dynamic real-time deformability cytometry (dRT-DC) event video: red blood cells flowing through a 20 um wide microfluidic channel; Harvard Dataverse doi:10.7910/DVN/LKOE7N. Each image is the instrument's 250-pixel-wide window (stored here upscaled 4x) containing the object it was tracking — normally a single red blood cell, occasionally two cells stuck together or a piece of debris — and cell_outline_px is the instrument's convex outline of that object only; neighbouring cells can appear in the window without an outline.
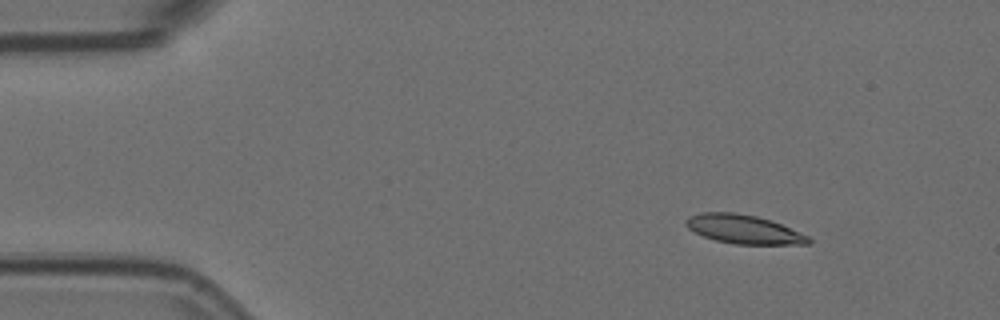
{"species": "Egyptian fruit bat (a non-hibernating species)", "species_latin": "Rousettus aegyptiacus", "temperature_condition": "room temperature", "stored_images_in_passage": 8, "camera_frame_rate_fps": 3000, "um_per_image_px": 0.085, "animal": {"sex": "female"}, "frame": {"image": 1, "passage_image": 2, "time_ms": 0.333, "image_size_px": [1000, 320], "cell_outline_px": [[812, 244], [736, 244], [716, 240], [704, 236], [688, 228], [684, 224], [684, 220], [688, 216], [700, 212], [736, 212], [756, 216], [772, 220], [808, 236], [812, 240]], "centroid_in_image_um": [63.2, 19.47], "position_along_channel_um": 21.8, "area_um2": 20.63}}
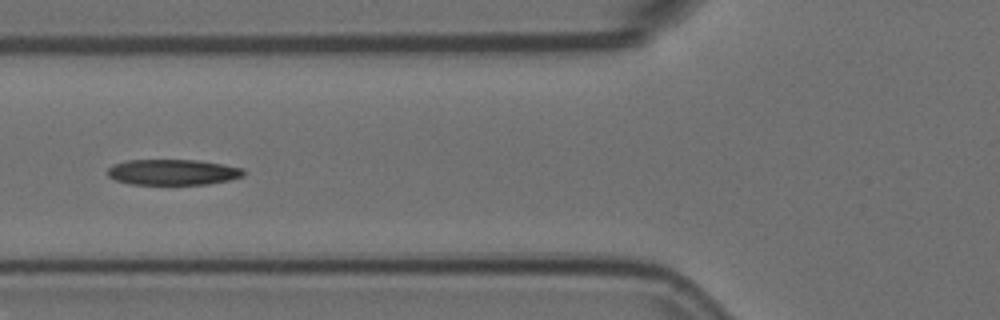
{"frame": {"image": 2, "passage_image": 6, "time_ms": 1.667, "image_size_px": [1000, 320], "cell_outline_px": [[244, 176], [228, 180], [208, 184], [132, 184], [116, 180], [108, 176], [108, 168], [112, 164], [128, 160], [196, 160], [224, 164], [244, 168]], "centroid_in_image_um": [14.7, 14.63], "position_along_channel_um": 111.1, "area_um2": 20.35}}
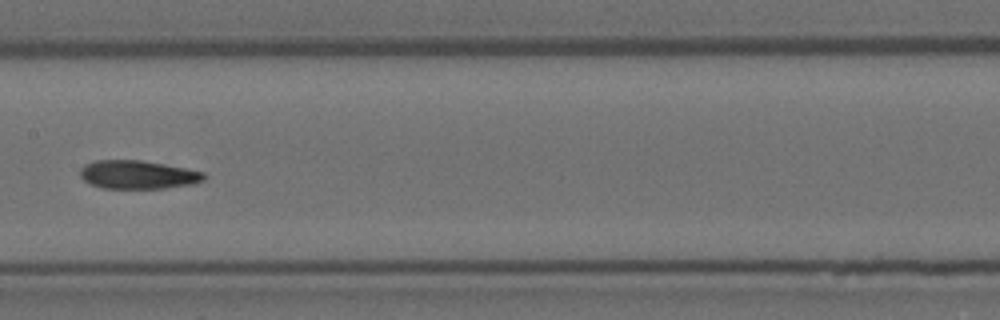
{"frame": {"image": 3, "passage_image": 8, "time_ms": 2.333, "image_size_px": [1000, 320], "cell_outline_px": [[204, 180], [192, 184], [164, 188], [100, 188], [84, 180], [80, 176], [80, 168], [84, 164], [96, 160], [140, 160], [184, 168], [204, 172]], "centroid_in_image_um": [11.67, 14.84], "position_along_channel_um": 195.7, "area_um2": 20.35}}